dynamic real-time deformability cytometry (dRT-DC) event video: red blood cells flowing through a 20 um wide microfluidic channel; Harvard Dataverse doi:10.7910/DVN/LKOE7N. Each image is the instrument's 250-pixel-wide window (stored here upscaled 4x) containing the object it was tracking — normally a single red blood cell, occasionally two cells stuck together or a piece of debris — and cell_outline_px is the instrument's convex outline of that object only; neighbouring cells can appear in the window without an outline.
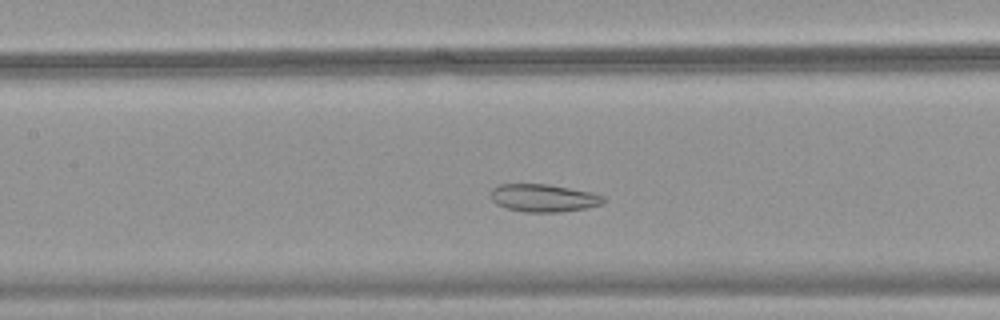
{"species": "common noctule bat (a hibernating species)", "species_latin": "Nyctalus noctula", "temperature_condition": "warm", "stored_images_in_passage": 38, "camera_frame_rate_fps": 3000, "um_per_image_px": 0.085, "animal": {"sex": "female", "body_mass_g": 18.4}, "frame": {"image": 1, "passage_image": 17, "time_ms": 5.333, "image_size_px": [1000, 320], "cell_outline_px": [[608, 200], [604, 204], [584, 208], [560, 212], [524, 212], [504, 208], [496, 204], [492, 200], [488, 192], [496, 184], [548, 184], [592, 192], [604, 196]], "centroid_in_image_um": [46.18, 16.82], "position_along_channel_um": 161.2, "area_um2": 18.61}}
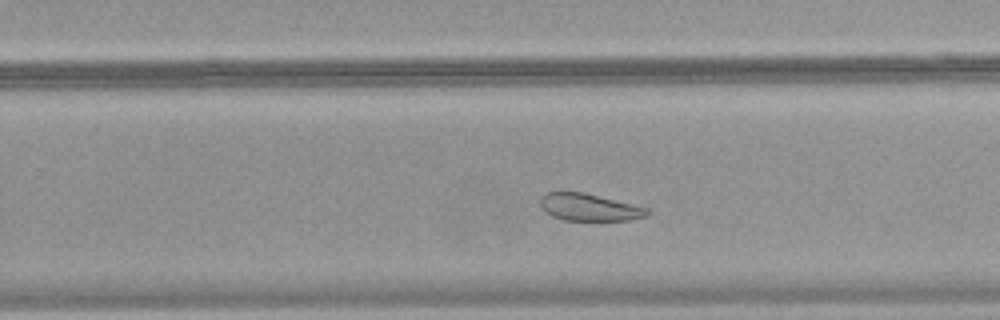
{"frame": {"image": 2, "passage_image": 26, "time_ms": 8.333, "image_size_px": [1000, 320], "cell_outline_px": [[652, 212], [644, 216], [632, 220], [564, 220], [552, 216], [544, 212], [540, 204], [540, 200], [544, 192], [584, 192], [648, 208]], "centroid_in_image_um": [50.07, 17.62], "position_along_channel_um": 279.7, "area_um2": 16.94}}
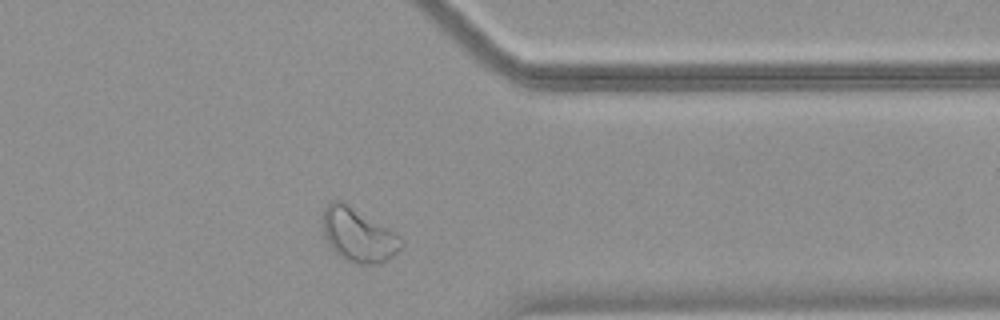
{"frame": {"image": 3, "passage_image": 34, "time_ms": 11.0, "image_size_px": [1000, 320], "cell_outline_px": [[404, 244], [392, 256], [380, 264], [360, 264], [344, 260], [328, 244], [324, 236], [324, 208], [332, 200], [340, 200], [348, 204], [396, 232], [404, 240]], "centroid_in_image_um": [30.48, 19.98], "position_along_channel_um": 380.9, "area_um2": 24.45}}